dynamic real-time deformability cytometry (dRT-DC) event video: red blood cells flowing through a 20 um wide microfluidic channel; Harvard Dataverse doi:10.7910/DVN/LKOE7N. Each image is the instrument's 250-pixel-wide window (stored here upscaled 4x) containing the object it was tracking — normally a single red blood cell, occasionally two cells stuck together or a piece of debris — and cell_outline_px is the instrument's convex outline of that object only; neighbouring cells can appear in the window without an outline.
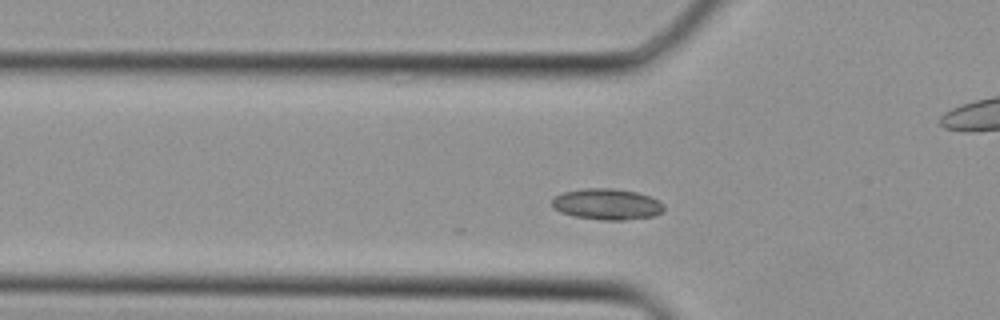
{"species": "Egyptian fruit bat (a non-hibernating species)", "species_latin": "Rousettus aegyptiacus", "temperature_condition": "cold", "stored_images_in_passage": 30, "camera_frame_rate_fps": 3000, "um_per_image_px": 0.085, "animal": {"sex": "female"}, "frame": {"image": 1, "passage_image": 5, "time_ms": 1.333, "image_size_px": [1000, 320], "cell_outline_px": [[664, 212], [652, 216], [624, 220], [600, 220], [576, 216], [560, 212], [552, 204], [552, 200], [556, 196], [564, 192], [584, 188], [616, 188], [636, 192], [660, 200], [664, 204]], "centroid_in_image_um": [51.64, 17.35], "position_along_channel_um": 74.2, "area_um2": 20.23}}
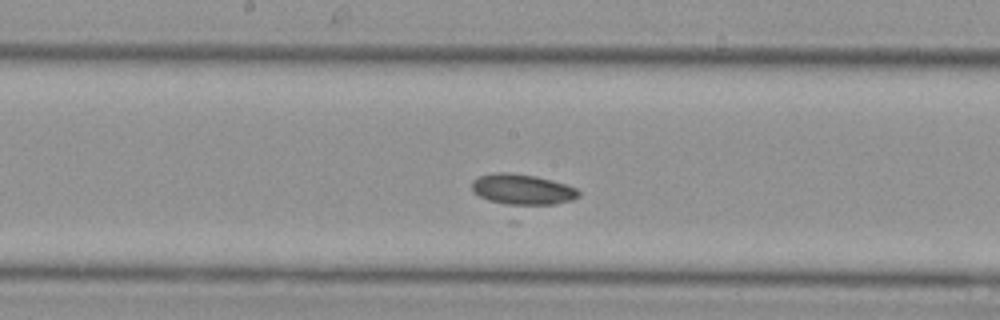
{"frame": {"image": 2, "passage_image": 12, "time_ms": 3.667, "image_size_px": [1000, 320], "cell_outline_px": [[580, 196], [572, 200], [516, 220], [512, 220], [472, 192], [472, 180], [480, 176], [492, 172], [508, 172], [536, 176], [552, 180], [576, 188], [580, 192]], "centroid_in_image_um": [44.33, 16.42], "position_along_channel_um": 203.9, "area_um2": 23.87}}
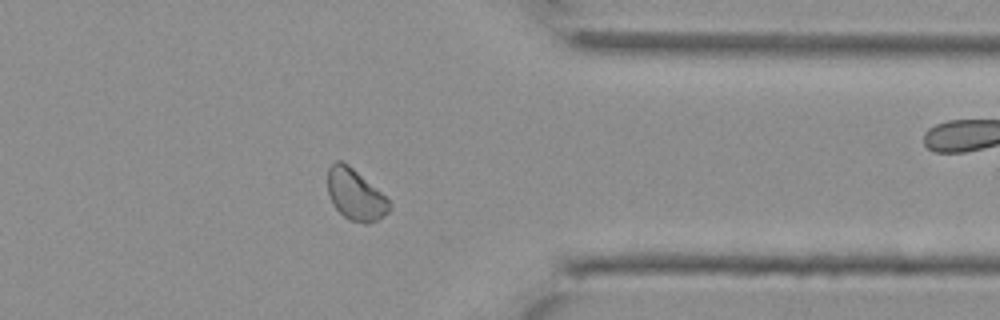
{"frame": {"image": 3, "passage_image": 22, "time_ms": 7.0, "image_size_px": [1000, 320], "cell_outline_px": [[392, 208], [384, 216], [368, 224], [364, 224], [348, 220], [332, 204], [328, 192], [328, 168], [336, 160], [340, 160], [348, 164], [380, 192], [388, 200]], "centroid_in_image_um": [30.19, 16.57], "position_along_channel_um": 381.2, "area_um2": 18.21}}